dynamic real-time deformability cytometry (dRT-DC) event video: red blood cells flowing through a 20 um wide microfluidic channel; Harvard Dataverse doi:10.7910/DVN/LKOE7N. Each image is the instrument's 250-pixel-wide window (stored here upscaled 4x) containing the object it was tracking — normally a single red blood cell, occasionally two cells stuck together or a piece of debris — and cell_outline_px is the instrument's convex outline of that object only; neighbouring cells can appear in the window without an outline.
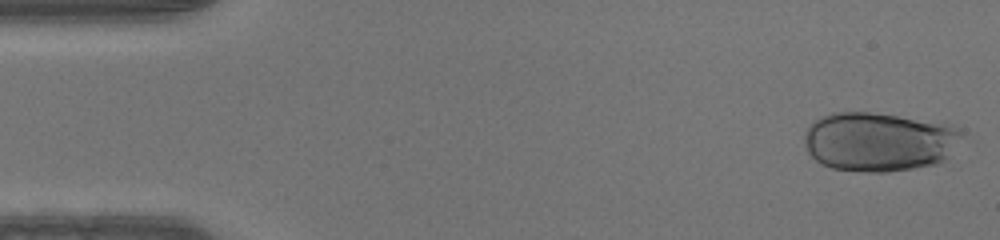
{"species": "human", "species_latin": "Homo sapiens", "temperature_condition": "warm", "stored_images_in_passage": 16, "camera_frame_rate_fps": 3000, "um_per_image_px": 0.085, "donor": {"sex": "male"}, "frame": {"image": 1, "passage_image": 1, "time_ms": 0.0, "image_size_px": [1000, 240], "cell_outline_px": [[960, 136], [944, 160], [936, 164], [888, 172], [872, 172], [832, 168], [820, 164], [808, 152], [804, 144], [804, 136], [808, 128], [820, 116], [832, 112], [868, 112], [952, 124], [960, 128]], "centroid_in_image_um": [74.66, 12.04], "position_along_channel_um": 10.3, "area_um2": 53.81}}